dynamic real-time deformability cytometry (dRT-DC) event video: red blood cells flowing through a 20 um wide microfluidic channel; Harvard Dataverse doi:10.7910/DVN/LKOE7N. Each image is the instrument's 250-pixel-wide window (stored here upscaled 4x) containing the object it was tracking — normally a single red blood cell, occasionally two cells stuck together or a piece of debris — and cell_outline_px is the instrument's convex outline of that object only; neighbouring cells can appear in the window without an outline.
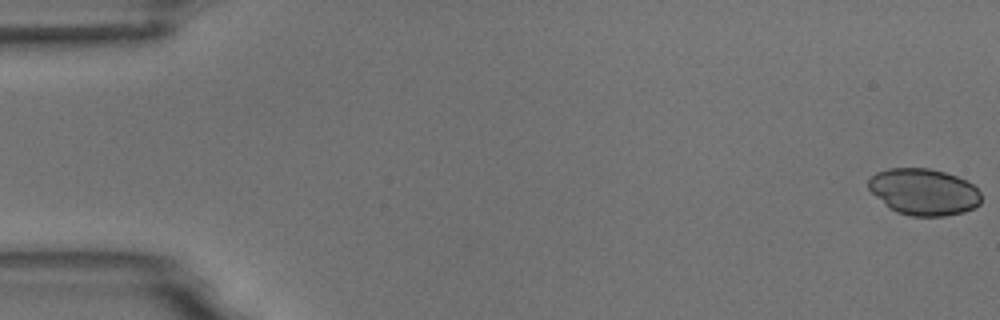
{"species": "common noctule bat (a hibernating species)", "species_latin": "Nyctalus noctula", "temperature_condition": "room temperature", "stored_images_in_passage": 55, "camera_frame_rate_fps": 3000, "um_per_image_px": 0.085, "animal": {"sex": "male", "body_mass_g": 18.8}, "frame": {"image": 1, "passage_image": 1, "time_ms": 0.0, "image_size_px": [1000, 320], "cell_outline_px": [[980, 204], [964, 212], [944, 216], [912, 216], [896, 212], [888, 208], [868, 188], [868, 180], [876, 172], [888, 168], [928, 168], [944, 172], [956, 176], [972, 184], [980, 192]], "centroid_in_image_um": [78.49, 16.31], "position_along_channel_um": 6.5, "area_um2": 30.52}}
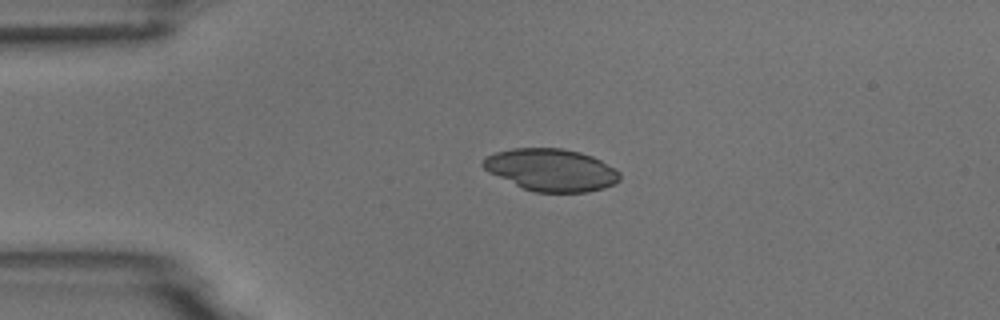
{"frame": {"image": 2, "passage_image": 13, "time_ms": 4.0, "image_size_px": [1000, 320], "cell_outline_px": [[620, 180], [604, 188], [588, 192], [536, 192], [524, 188], [488, 172], [480, 164], [484, 156], [496, 152], [512, 148], [560, 148], [580, 152], [592, 156], [616, 168], [620, 172]], "centroid_in_image_um": [46.85, 14.43], "position_along_channel_um": 38.2, "area_um2": 33.7}}
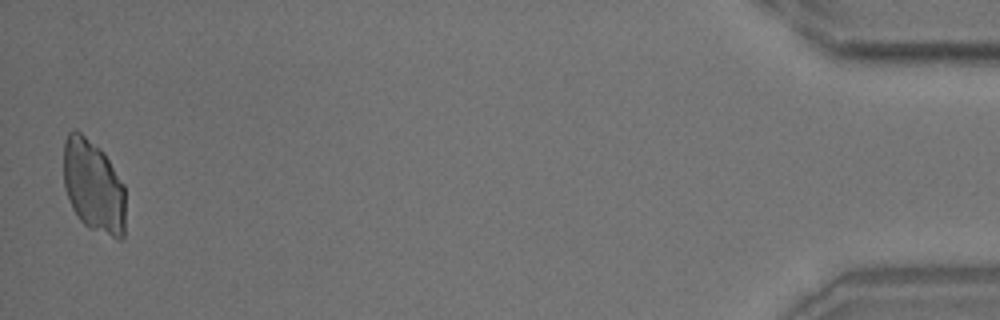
{"frame": {"image": 3, "passage_image": 54, "time_ms": 17.667, "image_size_px": [1000, 320], "cell_outline_px": [[124, 236], [120, 240], [116, 240], [88, 228], [80, 220], [72, 208], [64, 188], [64, 140], [68, 132], [72, 128], [76, 128], [100, 148], [104, 152], [124, 184]], "centroid_in_image_um": [7.94, 15.82], "position_along_channel_um": 427.3, "area_um2": 33.99}}